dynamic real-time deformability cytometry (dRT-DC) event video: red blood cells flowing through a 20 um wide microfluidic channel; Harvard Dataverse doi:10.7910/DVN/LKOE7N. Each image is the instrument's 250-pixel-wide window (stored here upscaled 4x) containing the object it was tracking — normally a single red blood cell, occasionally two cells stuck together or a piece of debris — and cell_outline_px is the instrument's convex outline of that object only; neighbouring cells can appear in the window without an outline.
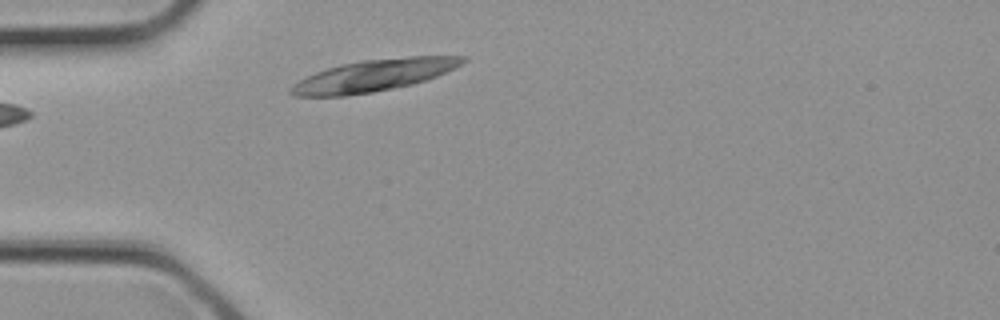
{"species": "common noctule bat (a hibernating species)", "species_latin": "Nyctalus noctula", "temperature_condition": "cold", "stored_images_in_passage": 1, "camera_frame_rate_fps": 3000, "um_per_image_px": 0.085, "animal": {"sex": "female", "body_mass_g": 21.9}, "frame": {"image": 1, "passage_image": 1, "time_ms": 0.0, "image_size_px": [1000, 320], "cell_outline_px": [[468, 60], [436, 76], [412, 84], [372, 92], [344, 96], [296, 96], [288, 92], [288, 88], [292, 84], [316, 72], [340, 64], [360, 60], [408, 56], [468, 56]], "centroid_in_image_um": [31.74, 6.4], "position_along_channel_um": 53.3, "area_um2": 31.62}}